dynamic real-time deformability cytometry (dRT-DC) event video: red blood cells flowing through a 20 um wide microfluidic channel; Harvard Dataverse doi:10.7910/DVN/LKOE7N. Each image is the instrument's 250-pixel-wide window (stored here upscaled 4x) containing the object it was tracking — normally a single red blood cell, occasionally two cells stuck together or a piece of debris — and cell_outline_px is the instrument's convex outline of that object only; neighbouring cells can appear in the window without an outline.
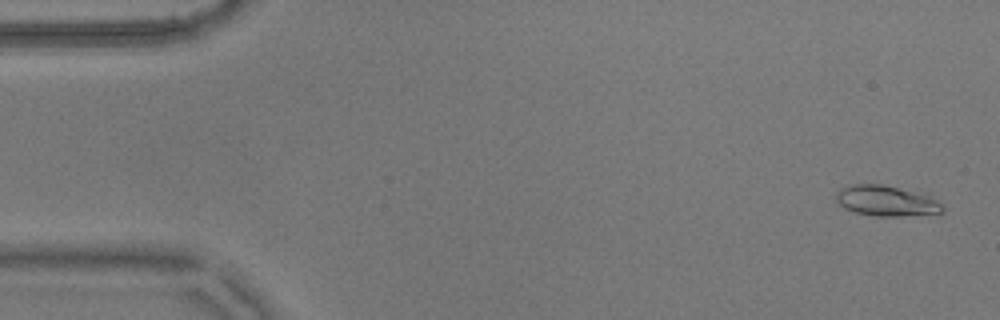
{"species": "common noctule bat (a hibernating species)", "species_latin": "Nyctalus noctula", "temperature_condition": "warm", "stored_images_in_passage": 13, "camera_frame_rate_fps": 3000, "um_per_image_px": 0.085, "animal": {"sex": "male", "body_mass_g": 17.9}, "frame": {"image": 1, "passage_image": 1, "time_ms": 0.0, "image_size_px": [1000, 320], "cell_outline_px": [[944, 212], [900, 216], [872, 216], [852, 212], [844, 208], [836, 200], [836, 196], [840, 188], [852, 184], [880, 184], [932, 196], [944, 208]], "centroid_in_image_um": [75.3, 17.08], "position_along_channel_um": 9.7, "area_um2": 18.79}}